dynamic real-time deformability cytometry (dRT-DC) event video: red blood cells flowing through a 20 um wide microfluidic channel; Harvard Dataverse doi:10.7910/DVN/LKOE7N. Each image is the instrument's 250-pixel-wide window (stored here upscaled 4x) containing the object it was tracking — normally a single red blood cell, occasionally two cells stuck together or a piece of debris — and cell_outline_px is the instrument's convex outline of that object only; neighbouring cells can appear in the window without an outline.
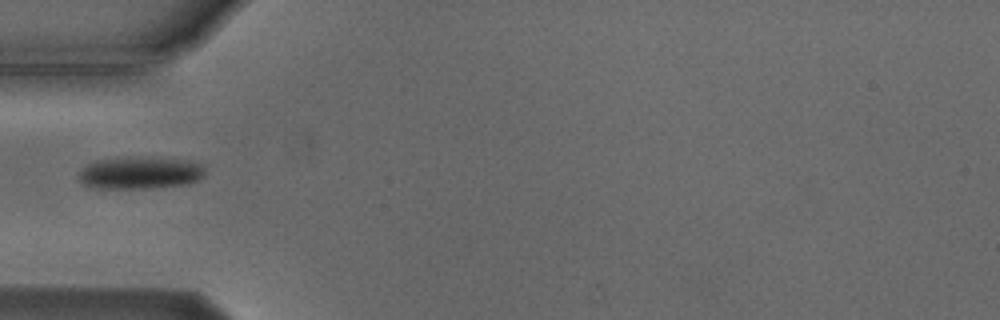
{"species": "Egyptian fruit bat (a non-hibernating species)", "species_latin": "Rousettus aegyptiacus", "temperature_condition": "cold", "stored_images_in_passage": 5, "camera_frame_rate_fps": 3000, "um_per_image_px": 0.085, "animal": {"sex": "male"}, "frame": {"image": 1, "passage_image": 4, "time_ms": 3.667, "image_size_px": [1000, 320], "cell_outline_px": [[204, 176], [188, 184], [144, 188], [104, 188], [84, 184], [80, 180], [80, 172], [88, 164], [96, 160], [188, 160], [204, 164]], "centroid_in_image_um": [11.97, 14.74], "position_along_channel_um": 73.0, "area_um2": 22.25}}